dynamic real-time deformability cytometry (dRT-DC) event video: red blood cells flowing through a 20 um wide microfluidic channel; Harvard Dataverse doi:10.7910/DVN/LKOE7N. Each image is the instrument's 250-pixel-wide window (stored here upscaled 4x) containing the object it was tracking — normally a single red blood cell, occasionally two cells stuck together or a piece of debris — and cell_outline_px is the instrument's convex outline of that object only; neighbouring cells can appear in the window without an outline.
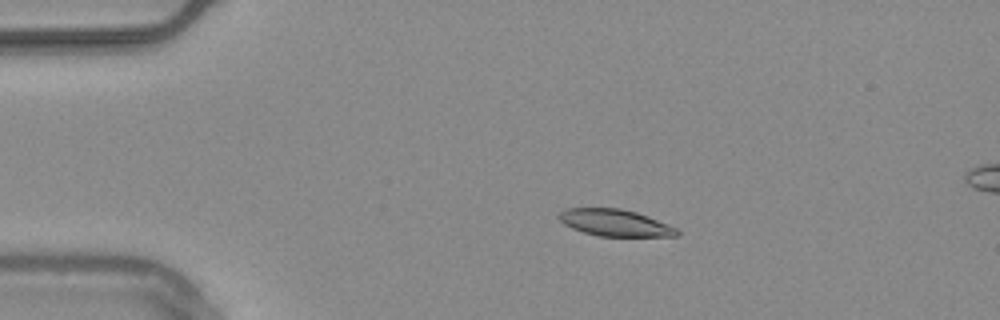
{"species": "common noctule bat (a hibernating species)", "species_latin": "Nyctalus noctula", "temperature_condition": "warm", "stored_images_in_passage": 24, "camera_frame_rate_fps": 3000, "um_per_image_px": 0.085, "animal": {"sex": "male", "body_mass_g": 20.4}, "frame": {"image": 1, "passage_image": 11, "time_ms": 3.333, "image_size_px": [1000, 320], "cell_outline_px": [[680, 236], [596, 236], [572, 228], [564, 224], [556, 216], [564, 208], [620, 208], [636, 212], [648, 216], [668, 224], [676, 228], [680, 232]], "centroid_in_image_um": [52.26, 18.93], "position_along_channel_um": 32.7, "area_um2": 18.5}}
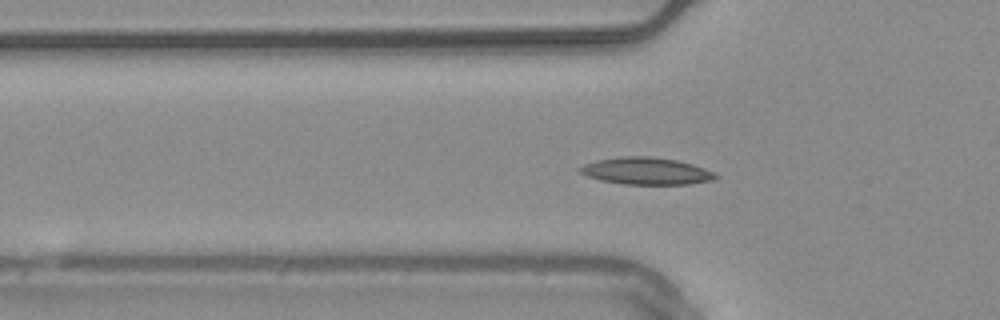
{"frame": {"image": 2, "passage_image": 18, "time_ms": 5.667, "image_size_px": [1000, 320], "cell_outline_px": [[720, 176], [712, 180], [688, 184], [624, 184], [600, 180], [588, 176], [580, 172], [576, 168], [584, 164], [596, 160], [620, 156], [648, 156], [676, 160], [692, 164], [704, 168]], "centroid_in_image_um": [54.89, 14.53], "position_along_channel_um": 70.9, "area_um2": 21.33}}
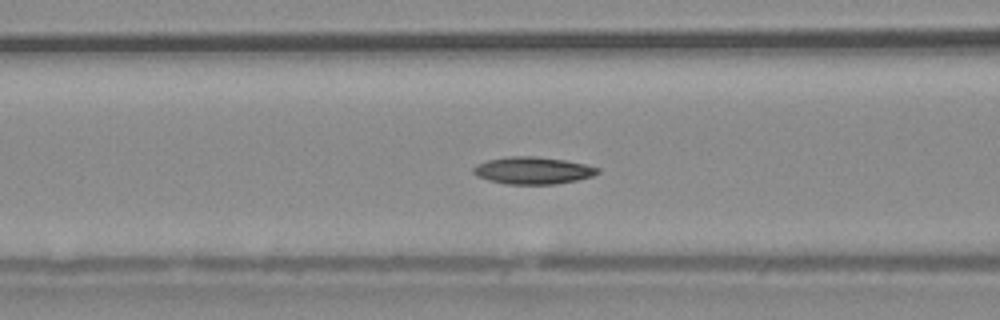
{"frame": {"image": 3, "passage_image": 22, "time_ms": 7.0, "image_size_px": [1000, 320], "cell_outline_px": [[600, 172], [592, 176], [576, 180], [556, 184], [504, 184], [488, 180], [476, 176], [472, 172], [472, 168], [476, 164], [488, 160], [508, 156], [536, 156], [564, 160], [584, 164], [600, 168]], "centroid_in_image_um": [45.26, 14.49], "position_along_channel_um": 121.3, "area_um2": 19.77}}